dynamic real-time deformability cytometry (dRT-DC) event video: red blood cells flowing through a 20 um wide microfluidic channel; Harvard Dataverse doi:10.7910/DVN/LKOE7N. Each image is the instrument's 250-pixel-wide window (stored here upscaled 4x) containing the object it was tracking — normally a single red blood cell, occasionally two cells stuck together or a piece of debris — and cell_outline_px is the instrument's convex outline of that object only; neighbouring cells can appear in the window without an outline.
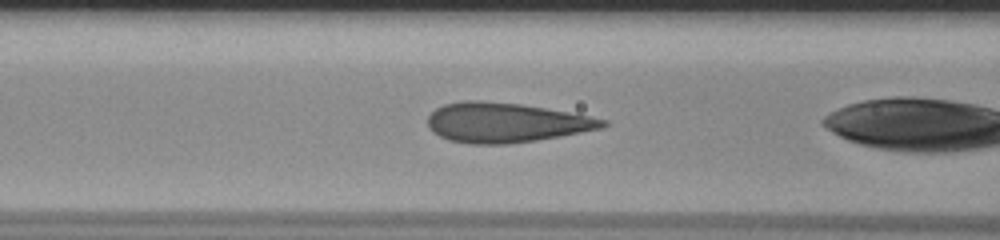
{"species": "human", "species_latin": "Homo sapiens", "temperature_condition": "room temperature", "stored_images_in_passage": 25, "camera_frame_rate_fps": 3000, "um_per_image_px": 0.085, "donor": {"sex": "male"}, "frame": {"image": 1, "passage_image": 4, "time_ms": 1.0, "image_size_px": [1000, 240], "cell_outline_px": [[608, 124], [604, 128], [560, 136], [536, 140], [508, 144], [468, 144], [448, 140], [432, 132], [428, 128], [428, 116], [436, 108], [444, 104], [464, 100], [476, 100], [520, 104], [568, 112], [608, 120]], "centroid_in_image_um": [42.96, 10.43], "position_along_channel_um": 123.6, "area_um2": 40.46}}
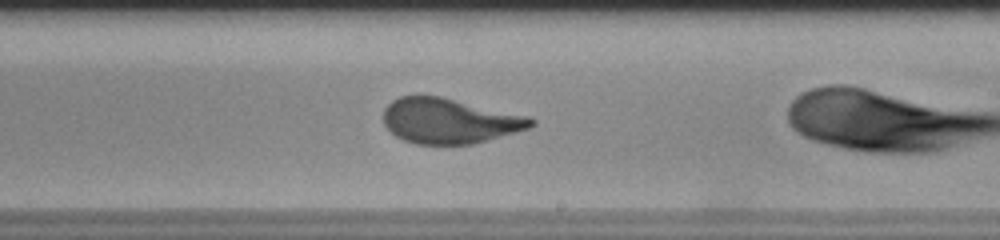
{"frame": {"image": 2, "passage_image": 14, "time_ms": 4.333, "image_size_px": [1000, 240], "cell_outline_px": [[536, 124], [528, 128], [488, 140], [472, 144], [416, 144], [404, 140], [396, 136], [384, 124], [384, 108], [392, 100], [400, 96], [440, 96], [532, 116], [536, 120]], "centroid_in_image_um": [38.24, 10.27], "position_along_channel_um": 250.8, "area_um2": 38.96}}
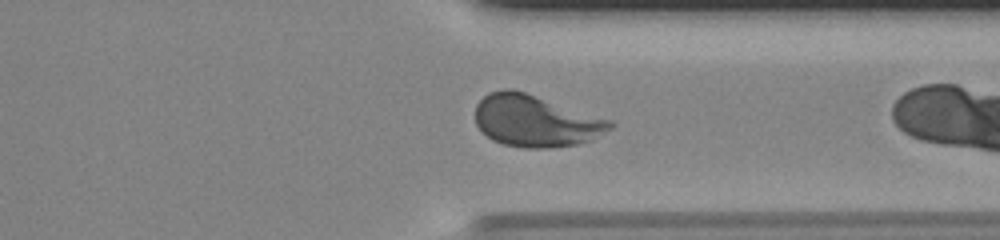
{"frame": {"image": 3, "passage_image": 23, "time_ms": 7.333, "image_size_px": [1000, 240], "cell_outline_px": [[616, 124], [612, 128], [592, 140], [576, 144], [552, 148], [524, 148], [504, 144], [492, 140], [476, 124], [476, 104], [488, 92], [504, 88], [512, 88], [612, 120]], "centroid_in_image_um": [45.54, 10.27], "position_along_channel_um": 365.9, "area_um2": 40.69}}